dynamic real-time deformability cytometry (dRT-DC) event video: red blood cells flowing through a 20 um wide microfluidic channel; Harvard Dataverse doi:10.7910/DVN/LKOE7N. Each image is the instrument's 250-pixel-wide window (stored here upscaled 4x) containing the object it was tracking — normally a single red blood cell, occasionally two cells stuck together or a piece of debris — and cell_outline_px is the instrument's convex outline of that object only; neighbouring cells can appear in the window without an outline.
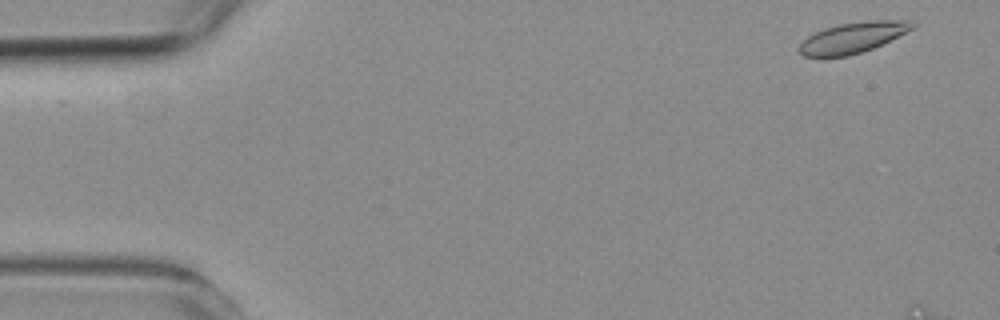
{"species": "common noctule bat (a hibernating species)", "species_latin": "Nyctalus noctula", "temperature_condition": "room temperature", "stored_images_in_passage": 3, "camera_frame_rate_fps": 3000, "um_per_image_px": 0.085, "animal": {"sex": "female", "body_mass_g": 19.3, "forearm_length_mm": 54.1}, "frame": {"image": 1, "passage_image": 1, "time_ms": 0.0, "image_size_px": [1000, 320], "cell_outline_px": [[916, 24], [912, 28], [872, 48], [848, 56], [804, 56], [796, 48], [808, 36], [824, 28], [840, 24], [868, 20], [912, 20]], "centroid_in_image_um": [72.45, 3.18], "position_along_channel_um": 12.5, "area_um2": 19.77}}